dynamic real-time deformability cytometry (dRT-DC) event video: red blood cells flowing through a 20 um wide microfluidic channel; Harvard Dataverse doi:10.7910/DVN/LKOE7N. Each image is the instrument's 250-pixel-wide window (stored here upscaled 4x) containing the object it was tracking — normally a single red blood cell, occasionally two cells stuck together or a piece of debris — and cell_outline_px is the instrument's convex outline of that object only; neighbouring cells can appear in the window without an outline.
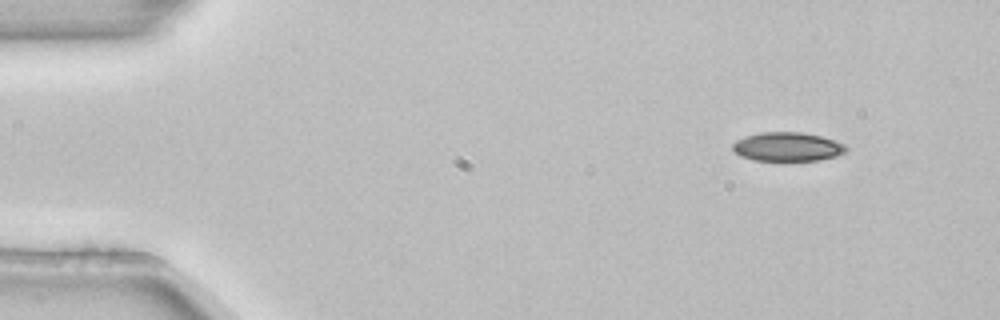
{"species": "common noctule bat (a hibernating species)", "species_latin": "Nyctalus noctula", "temperature_condition": "room temperature", "stored_images_in_passage": 4, "camera_frame_rate_fps": 3000, "um_per_image_px": 0.085, "animal": {"sex": "female", "body_mass_g": 22.7, "forearm_length_mm": 54.2}, "frame": {"image": 1, "passage_image": 1, "time_ms": 0.0, "image_size_px": [1000, 320], "cell_outline_px": [[848, 148], [844, 152], [836, 156], [820, 160], [752, 160], [740, 156], [732, 148], [732, 144], [736, 140], [744, 136], [760, 132], [800, 132], [820, 136], [836, 140], [844, 144]], "centroid_in_image_um": [66.92, 12.47], "position_along_channel_um": 18.1, "area_um2": 19.13}}
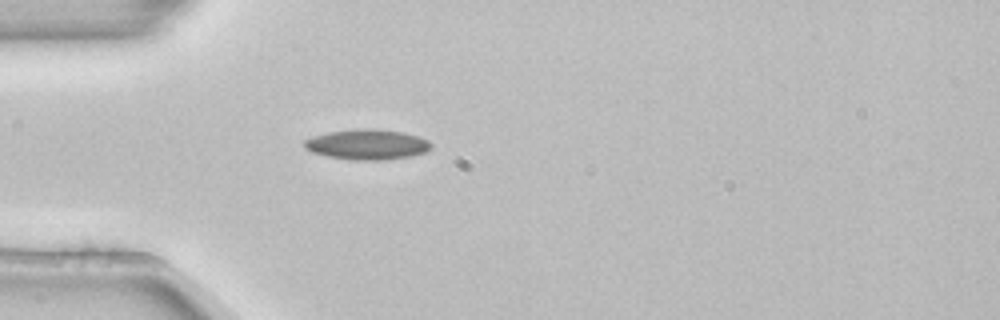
{"frame": {"image": 2, "passage_image": 4, "time_ms": 1.0, "image_size_px": [1000, 320], "cell_outline_px": [[432, 148], [428, 152], [412, 156], [384, 160], [352, 160], [328, 156], [312, 152], [304, 148], [304, 140], [312, 136], [328, 132], [364, 128], [372, 128], [404, 132], [420, 136], [428, 140], [432, 144]], "centroid_in_image_um": [31.26, 12.28], "position_along_channel_um": 53.7, "area_um2": 22.66}}